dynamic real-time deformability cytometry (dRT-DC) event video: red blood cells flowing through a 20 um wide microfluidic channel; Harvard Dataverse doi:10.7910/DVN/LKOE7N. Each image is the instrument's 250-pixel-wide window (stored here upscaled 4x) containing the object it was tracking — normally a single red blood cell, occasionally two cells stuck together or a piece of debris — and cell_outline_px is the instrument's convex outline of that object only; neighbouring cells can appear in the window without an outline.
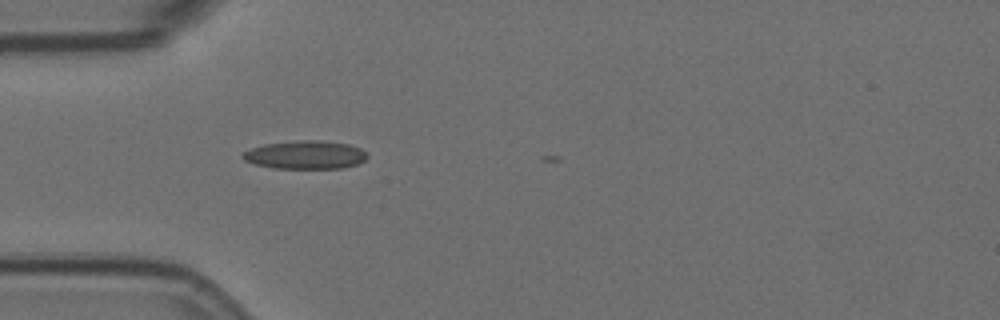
{"species": "Egyptian fruit bat (a non-hibernating species)", "species_latin": "Rousettus aegyptiacus", "temperature_condition": "room temperature", "stored_images_in_passage": 2, "camera_frame_rate_fps": 3000, "um_per_image_px": 0.085, "animal": {"sex": "female"}, "frame": {"image": 1, "passage_image": 2, "time_ms": 0.333, "image_size_px": [1000, 320], "cell_outline_px": [[368, 156], [364, 160], [356, 164], [344, 168], [276, 168], [256, 164], [244, 160], [240, 156], [244, 152], [252, 148], [264, 144], [300, 140], [320, 140], [348, 144], [360, 148]], "centroid_in_image_um": [25.95, 13.16], "position_along_channel_um": 59.0, "area_um2": 20.35}}